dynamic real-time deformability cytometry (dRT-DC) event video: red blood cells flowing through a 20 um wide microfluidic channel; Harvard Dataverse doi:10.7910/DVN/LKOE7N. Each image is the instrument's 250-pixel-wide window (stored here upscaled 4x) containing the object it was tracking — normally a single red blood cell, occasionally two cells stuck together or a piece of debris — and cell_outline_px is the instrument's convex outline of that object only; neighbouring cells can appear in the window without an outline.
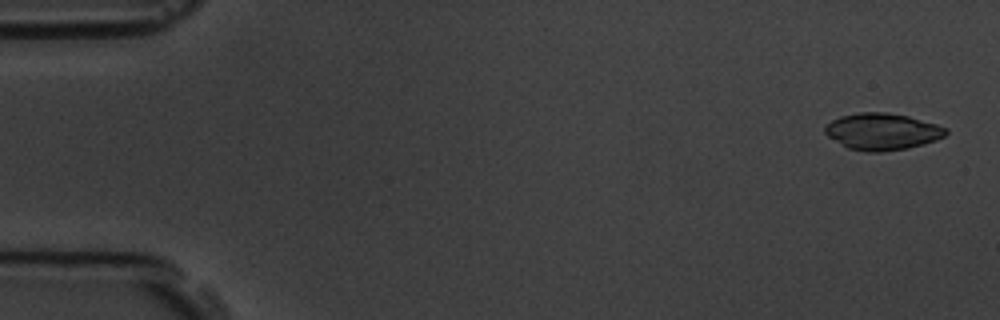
{"species": "common noctule bat (a hibernating species)", "species_latin": "Nyctalus noctula", "temperature_condition": "room temperature", "stored_images_in_passage": 5, "camera_frame_rate_fps": 3000, "um_per_image_px": 0.085, "animal": {"sex": "male", "body_mass_g": 19.5, "forearm_length_mm": 54.6}, "frame": {"image": 1, "passage_image": 1, "time_ms": 0.0, "image_size_px": [1000, 320], "cell_outline_px": [[948, 132], [944, 136], [936, 140], [924, 144], [908, 148], [880, 152], [868, 152], [848, 148], [828, 136], [824, 132], [824, 128], [832, 120], [840, 116], [860, 112], [884, 112], [908, 116], [936, 124], [948, 128]], "centroid_in_image_um": [75.0, 11.18], "position_along_channel_um": 10.0, "area_um2": 25.78}}
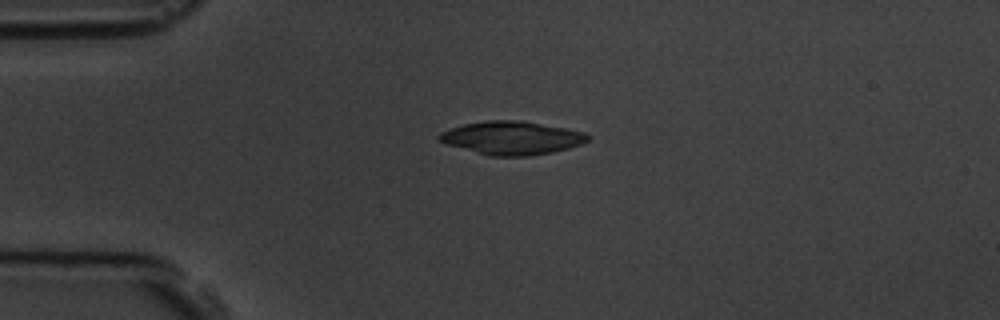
{"frame": {"image": 2, "passage_image": 4, "time_ms": 3.667, "image_size_px": [1000, 320], "cell_outline_px": [[592, 136], [584, 144], [552, 152], [528, 156], [488, 156], [448, 144], [436, 140], [436, 136], [440, 132], [464, 124], [488, 120], [524, 120], [584, 132]], "centroid_in_image_um": [43.51, 11.72], "position_along_channel_um": 41.5, "area_um2": 28.96}}